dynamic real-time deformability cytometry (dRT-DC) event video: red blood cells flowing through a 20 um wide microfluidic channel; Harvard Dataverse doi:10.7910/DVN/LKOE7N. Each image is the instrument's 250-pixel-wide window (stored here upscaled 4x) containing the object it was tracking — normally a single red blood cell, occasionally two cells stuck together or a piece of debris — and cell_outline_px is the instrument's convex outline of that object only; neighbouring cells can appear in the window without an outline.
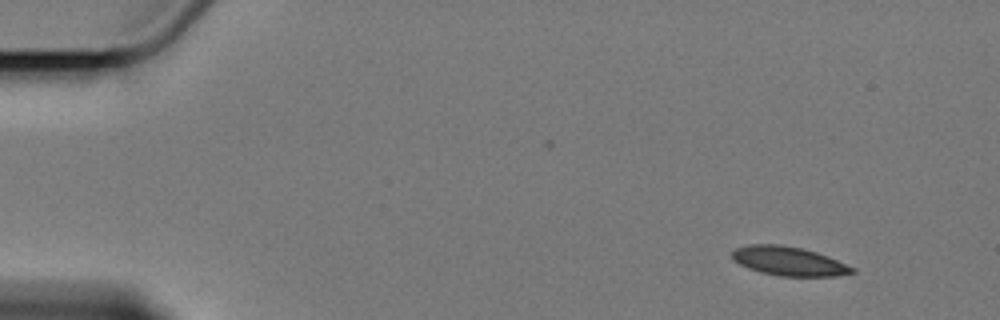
{"species": "Egyptian fruit bat (a non-hibernating species)", "species_latin": "Rousettus aegyptiacus", "temperature_condition": "cold", "stored_images_in_passage": 10, "camera_frame_rate_fps": 3000, "um_per_image_px": 0.085, "animal": {"sex": "female"}, "frame": {"image": 1, "passage_image": 1, "time_ms": 0.0, "image_size_px": [1000, 320], "cell_outline_px": [[856, 272], [836, 276], [780, 276], [760, 272], [748, 268], [732, 260], [732, 252], [736, 248], [752, 244], [780, 244], [800, 248], [816, 252], [828, 256], [856, 268]], "centroid_in_image_um": [67.06, 22.2], "position_along_channel_um": 17.9, "area_um2": 20.29}}
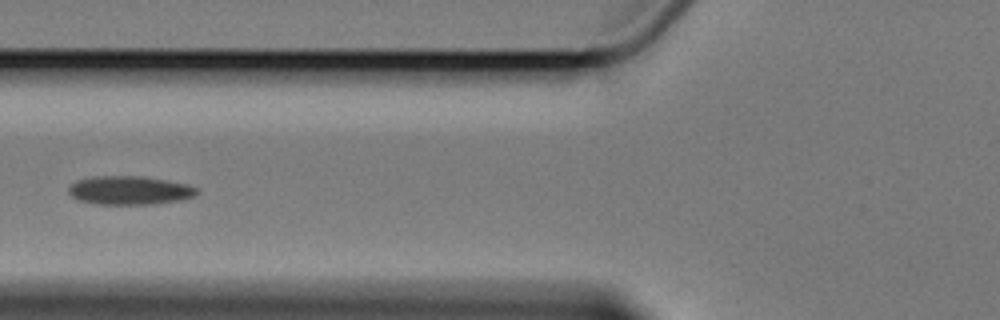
{"frame": {"image": 2, "passage_image": 6, "time_ms": 6.0, "image_size_px": [1000, 320], "cell_outline_px": [[200, 192], [196, 196], [180, 200], [152, 204], [96, 204], [76, 200], [68, 192], [68, 188], [76, 180], [92, 176], [144, 176], [168, 180], [188, 184], [200, 188]], "centroid_in_image_um": [11.05, 16.17], "position_along_channel_um": 114.7, "area_um2": 21.79}}
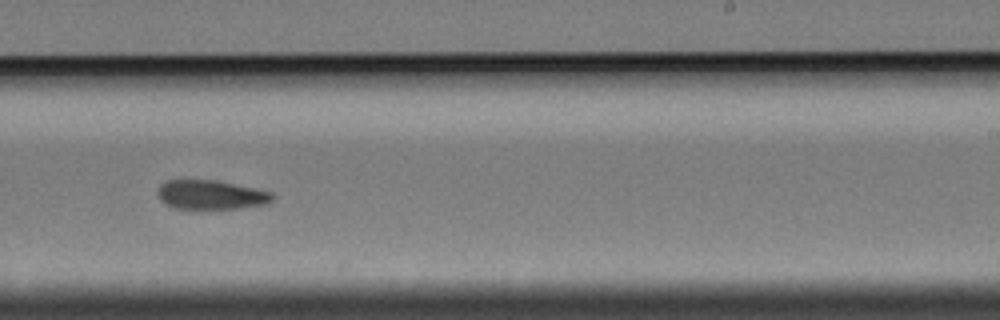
{"frame": {"image": 3, "passage_image": 10, "time_ms": 10.667, "image_size_px": [1000, 320], "cell_outline_px": [[276, 196], [268, 204], [240, 208], [172, 208], [164, 204], [160, 200], [156, 192], [156, 188], [164, 180], [216, 180], [272, 192]], "centroid_in_image_um": [17.89, 16.55], "position_along_channel_um": 271.1, "area_um2": 19.71}}